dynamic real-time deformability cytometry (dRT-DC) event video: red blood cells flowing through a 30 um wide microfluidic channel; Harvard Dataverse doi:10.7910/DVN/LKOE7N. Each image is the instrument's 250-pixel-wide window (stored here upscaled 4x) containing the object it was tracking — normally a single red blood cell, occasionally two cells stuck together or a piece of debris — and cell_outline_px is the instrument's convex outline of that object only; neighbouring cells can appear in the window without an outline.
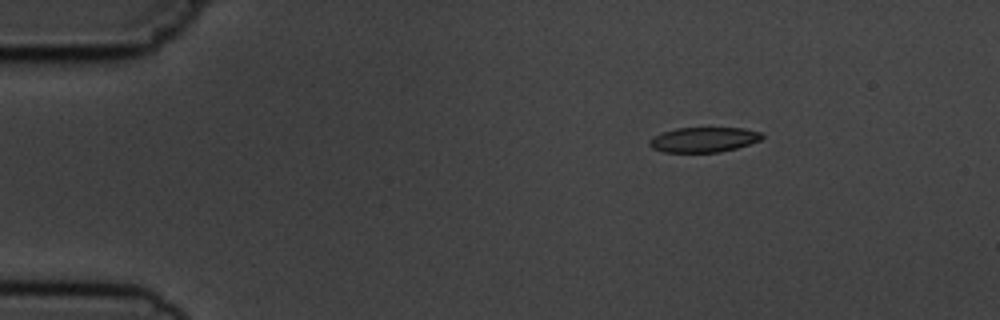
{"species": "common noctule bat (a hibernating species)", "species_latin": "Nyctalus noctula", "temperature_condition": "cold", "stored_images_in_passage": 7, "camera_frame_rate_fps": 3000, "um_per_image_px": 0.085, "animal": {"sex": "male", "body_mass_g": 19.5, "forearm_length_mm": 54.6}, "frame": {"image": 1, "passage_image": 1, "time_ms": 0.0, "image_size_px": [1000, 320], "cell_outline_px": [[764, 136], [760, 140], [736, 148], [720, 152], [664, 152], [652, 148], [648, 144], [648, 140], [664, 132], [676, 128], [744, 128], [760, 132]], "centroid_in_image_um": [59.81, 11.87], "position_along_channel_um": 25.2, "area_um2": 16.24}}
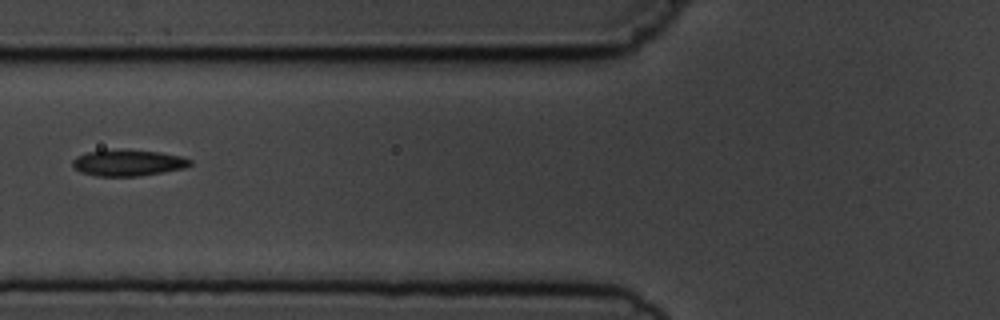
{"frame": {"image": 2, "passage_image": 4, "time_ms": 4.333, "image_size_px": [1000, 320], "cell_outline_px": [[192, 164], [184, 168], [136, 176], [96, 176], [80, 172], [72, 164], [72, 160], [76, 156], [88, 152], [160, 152], [180, 156], [192, 160]], "centroid_in_image_um": [10.89, 13.88], "position_along_channel_um": 114.9, "area_um2": 16.99}}
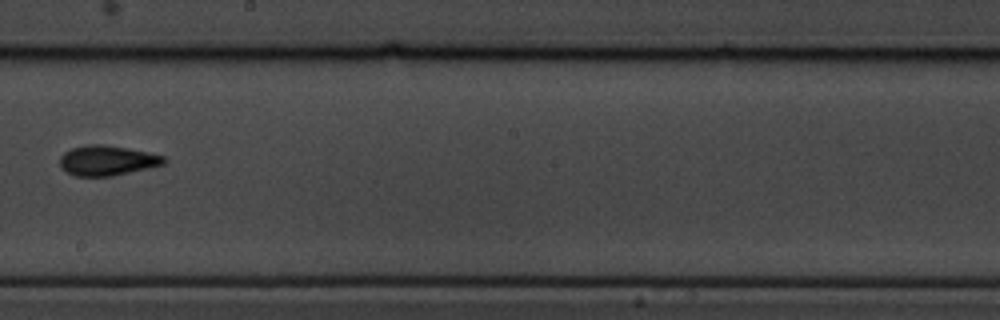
{"frame": {"image": 3, "passage_image": 7, "time_ms": 7.667, "image_size_px": [1000, 320], "cell_outline_px": [[168, 160], [164, 164], [148, 168], [112, 176], [76, 176], [64, 172], [60, 168], [60, 156], [64, 152], [72, 148], [96, 144], [100, 144], [128, 148], [148, 152], [164, 156]], "centroid_in_image_um": [9.1, 13.65], "position_along_channel_um": 239.1, "area_um2": 18.21}}